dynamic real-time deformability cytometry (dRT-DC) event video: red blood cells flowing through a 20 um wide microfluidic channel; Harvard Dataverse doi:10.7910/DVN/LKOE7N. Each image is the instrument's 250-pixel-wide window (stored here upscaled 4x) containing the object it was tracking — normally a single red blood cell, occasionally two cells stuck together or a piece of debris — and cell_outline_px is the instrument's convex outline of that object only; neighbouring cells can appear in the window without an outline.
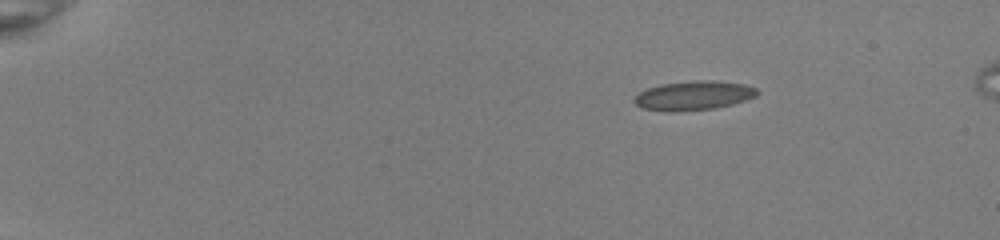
{"species": "common noctule bat (a hibernating species)", "species_latin": "Nyctalus noctula", "temperature_condition": "room temperature", "stored_images_in_passage": 47, "camera_frame_rate_fps": 3000, "um_per_image_px": 0.085, "animal": {"sex": "female", "body_mass_g": 22.0, "forearm_length_mm": 56.7}, "frame": {"image": 1, "passage_image": 1, "time_ms": 0.0, "image_size_px": [1000, 240], "cell_outline_px": [[760, 92], [756, 96], [732, 104], [716, 108], [672, 112], [668, 112], [640, 108], [632, 100], [640, 92], [648, 88], [660, 84], [692, 80], [712, 80], [744, 84], [756, 88]], "centroid_in_image_um": [58.94, 8.12], "position_along_channel_um": 26.1, "area_um2": 21.04}}
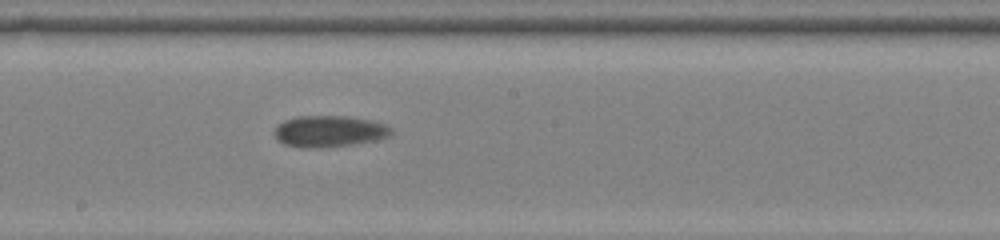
{"frame": {"image": 2, "passage_image": 25, "time_ms": 8.0, "image_size_px": [1000, 240], "cell_outline_px": [[392, 132], [388, 136], [380, 140], [352, 144], [284, 144], [272, 132], [276, 124], [284, 120], [296, 116], [348, 116], [372, 120], [384, 124], [392, 128]], "centroid_in_image_um": [28.04, 11.08], "position_along_channel_um": 220.2, "area_um2": 20.4}}
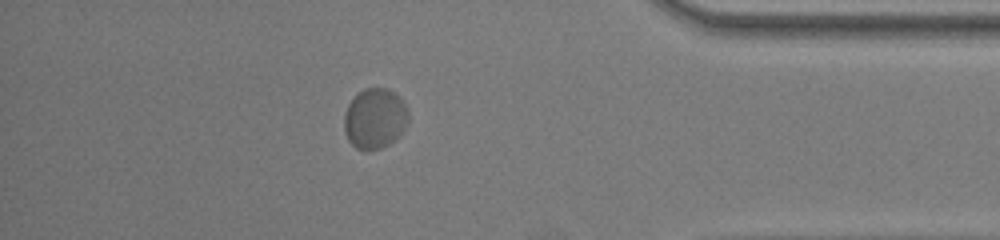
{"frame": {"image": 3, "passage_image": 41, "time_ms": 13.333, "image_size_px": [1000, 240], "cell_outline_px": [[408, 124], [404, 132], [396, 140], [380, 148], [356, 148], [348, 140], [344, 132], [344, 112], [348, 104], [364, 88], [388, 88], [400, 96], [408, 112]], "centroid_in_image_um": [31.89, 10.06], "position_along_channel_um": 403.3, "area_um2": 22.66}, "authors_computed_cell_mechanics": {"area_um2": 20.8658, "velocity_mm_per_s": 3.8409, "shape_relaxation_time_tau1_ms": 2.122, "shape_relaxation_time_tau2_ms": null, "deformation_change_tau1": 0.052, "deformation_change_tau2": null}}